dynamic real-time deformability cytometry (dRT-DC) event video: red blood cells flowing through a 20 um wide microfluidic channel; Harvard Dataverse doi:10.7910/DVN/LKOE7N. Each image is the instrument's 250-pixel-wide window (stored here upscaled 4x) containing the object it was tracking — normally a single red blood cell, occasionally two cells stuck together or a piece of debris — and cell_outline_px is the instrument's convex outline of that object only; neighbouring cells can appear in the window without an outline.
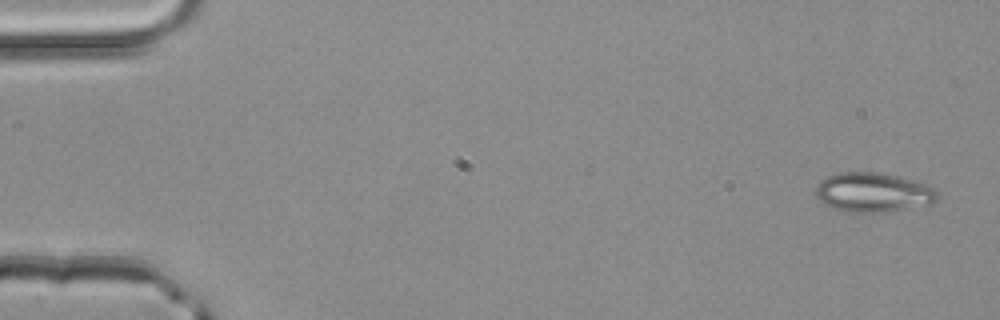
{"species": "common noctule bat (a hibernating species)", "species_latin": "Nyctalus noctula", "temperature_condition": "room temperature", "stored_images_in_passage": 3, "camera_frame_rate_fps": 3000, "um_per_image_px": 0.085, "animal": {"sex": "male", "body_mass_g": 20.4}, "frame": {"image": 1, "passage_image": 1, "time_ms": 0.0, "image_size_px": [1000, 320], "cell_outline_px": [[940, 196], [932, 204], [884, 212], [848, 212], [832, 208], [824, 204], [816, 196], [816, 188], [820, 180], [828, 176], [840, 172], [876, 172], [916, 180], [936, 188], [940, 192]], "centroid_in_image_um": [74.26, 16.35], "position_along_channel_um": 10.7, "area_um2": 28.21}}